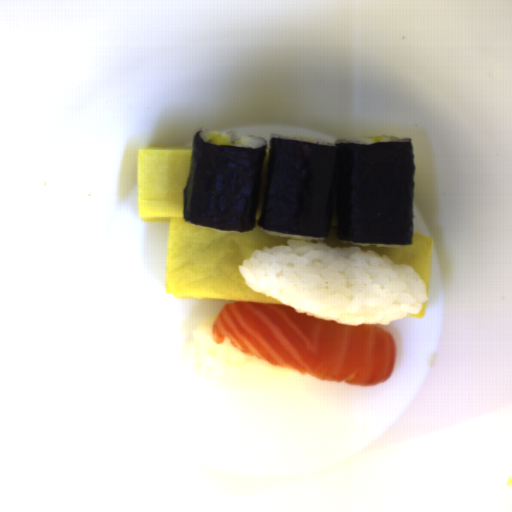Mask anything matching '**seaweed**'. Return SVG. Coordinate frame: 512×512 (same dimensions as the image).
<instances>
[{
  "instance_id": "seaweed-2",
  "label": "seaweed",
  "mask_w": 512,
  "mask_h": 512,
  "mask_svg": "<svg viewBox=\"0 0 512 512\" xmlns=\"http://www.w3.org/2000/svg\"><path fill=\"white\" fill-rule=\"evenodd\" d=\"M196 132L183 192V218L208 228L248 232L256 215L268 144L260 148L215 146Z\"/></svg>"
},
{
  "instance_id": "seaweed-1",
  "label": "seaweed",
  "mask_w": 512,
  "mask_h": 512,
  "mask_svg": "<svg viewBox=\"0 0 512 512\" xmlns=\"http://www.w3.org/2000/svg\"><path fill=\"white\" fill-rule=\"evenodd\" d=\"M415 163L411 140L326 146L270 140L259 227L327 238L412 245Z\"/></svg>"
}]
</instances>
